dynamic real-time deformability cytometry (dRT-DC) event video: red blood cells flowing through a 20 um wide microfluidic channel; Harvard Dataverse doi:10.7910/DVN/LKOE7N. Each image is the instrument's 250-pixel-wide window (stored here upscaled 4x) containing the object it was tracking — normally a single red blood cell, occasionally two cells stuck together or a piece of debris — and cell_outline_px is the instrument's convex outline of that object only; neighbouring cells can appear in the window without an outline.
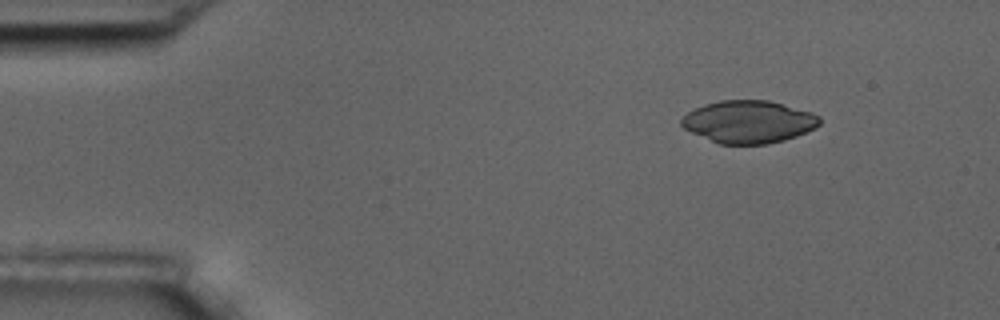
{"species": "common noctule bat (a hibernating species)", "species_latin": "Nyctalus noctula", "temperature_condition": "room temperature", "stored_images_in_passage": 7, "segment_of_instrument_passage": [2, 2], "camera_frame_rate_fps": 3000, "um_per_image_px": 0.085, "animal": {"sex": "male", "body_mass_g": 17.5, "forearm_length_mm": 52.3}, "frame": {"image": 1, "passage_image": 7, "time_ms": 7.0, "image_size_px": [1000, 320], "cell_outline_px": [[820, 124], [816, 128], [796, 136], [784, 140], [768, 144], [720, 144], [692, 132], [684, 128], [680, 124], [680, 120], [688, 112], [704, 104], [720, 100], [768, 100], [812, 112], [820, 116]], "centroid_in_image_um": [63.65, 10.35], "position_along_channel_um": 21.3, "area_um2": 34.16}}